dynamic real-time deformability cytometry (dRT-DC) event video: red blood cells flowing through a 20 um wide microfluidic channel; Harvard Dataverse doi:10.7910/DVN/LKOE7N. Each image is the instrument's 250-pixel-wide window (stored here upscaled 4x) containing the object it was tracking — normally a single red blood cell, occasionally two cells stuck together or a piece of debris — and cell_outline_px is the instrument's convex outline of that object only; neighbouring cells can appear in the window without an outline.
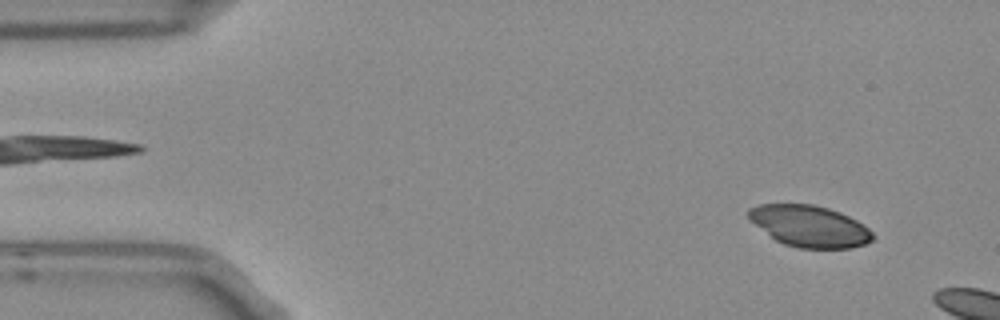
{"species": "Egyptian fruit bat (a non-hibernating species)", "species_latin": "Rousettus aegyptiacus", "temperature_condition": "room temperature", "stored_images_in_passage": 3, "camera_frame_rate_fps": 3000, "um_per_image_px": 0.085, "frame": {"image": 1, "passage_image": 1, "time_ms": 0.0, "image_size_px": [1000, 320], "cell_outline_px": [[876, 236], [872, 240], [864, 244], [848, 248], [800, 248], [784, 244], [776, 240], [748, 220], [744, 212], [748, 208], [756, 204], [812, 204], [828, 208], [840, 212], [864, 224]], "centroid_in_image_um": [68.76, 19.21], "position_along_channel_um": 16.2, "area_um2": 30.23}}